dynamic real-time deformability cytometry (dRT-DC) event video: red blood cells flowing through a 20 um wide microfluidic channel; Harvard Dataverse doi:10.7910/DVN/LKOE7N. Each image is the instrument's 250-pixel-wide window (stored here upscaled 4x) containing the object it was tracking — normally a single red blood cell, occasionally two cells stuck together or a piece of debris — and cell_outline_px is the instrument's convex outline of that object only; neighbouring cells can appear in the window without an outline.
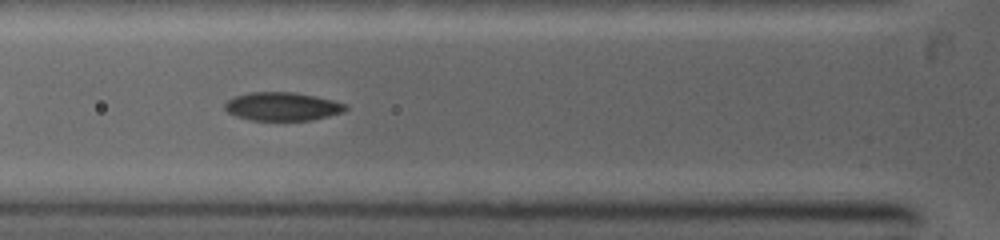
{"species": "common noctule bat (a hibernating species)", "species_latin": "Nyctalus noctula", "temperature_condition": "warm", "stored_images_in_passage": 27, "camera_frame_rate_fps": 5000, "um_per_image_px": 0.085, "animal": {"sex": "female", "body_mass_g": 19.0, "forearm_length_mm": 53.3}, "frame": {"image": 1, "passage_image": 11, "time_ms": 2.2, "image_size_px": [1000, 240], "cell_outline_px": [[348, 108], [344, 112], [312, 120], [248, 120], [236, 116], [228, 112], [224, 108], [224, 104], [228, 100], [236, 96], [248, 92], [292, 92], [316, 96], [348, 104]], "centroid_in_image_um": [24.01, 9.05], "position_along_channel_um": 101.8, "area_um2": 20.06}}
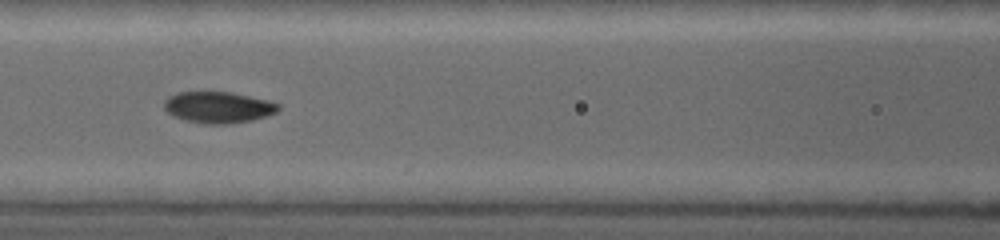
{"frame": {"image": 2, "passage_image": 16, "time_ms": 3.2, "image_size_px": [1000, 240], "cell_outline_px": [[280, 108], [276, 112], [252, 120], [232, 124], [208, 124], [184, 120], [172, 116], [164, 108], [164, 100], [168, 96], [176, 92], [232, 92], [268, 100], [280, 104]], "centroid_in_image_um": [18.53, 9.12], "position_along_channel_um": 148.1, "area_um2": 20.98}}